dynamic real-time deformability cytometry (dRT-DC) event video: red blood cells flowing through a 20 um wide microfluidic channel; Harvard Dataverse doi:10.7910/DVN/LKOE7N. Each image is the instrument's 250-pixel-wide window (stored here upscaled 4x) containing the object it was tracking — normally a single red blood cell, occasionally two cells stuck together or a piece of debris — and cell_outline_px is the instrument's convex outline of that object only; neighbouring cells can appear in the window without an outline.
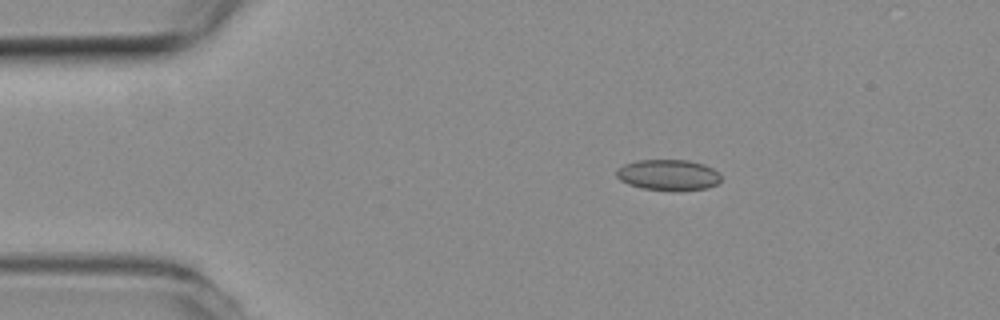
{"species": "common noctule bat (a hibernating species)", "species_latin": "Nyctalus noctula", "temperature_condition": "room temperature", "stored_images_in_passage": 3, "camera_frame_rate_fps": 3000, "um_per_image_px": 0.085, "animal": {"sex": "female", "body_mass_g": 19.3, "forearm_length_mm": 54.1}, "frame": {"image": 1, "passage_image": 1, "time_ms": 0.0, "image_size_px": [1000, 320], "cell_outline_px": [[720, 180], [716, 184], [708, 188], [680, 192], [676, 192], [644, 188], [628, 184], [620, 180], [616, 176], [616, 168], [624, 164], [636, 160], [688, 160], [704, 164], [720, 172]], "centroid_in_image_um": [56.81, 14.88], "position_along_channel_um": 28.2, "area_um2": 19.19}}
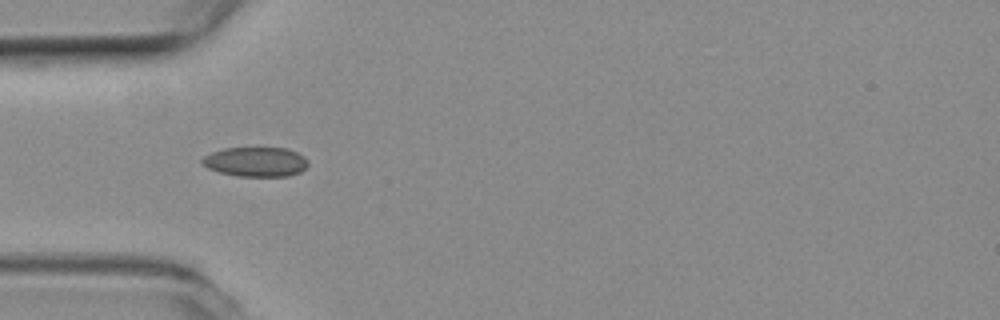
{"frame": {"image": 2, "passage_image": 3, "time_ms": 0.667, "image_size_px": [1000, 320], "cell_outline_px": [[308, 164], [300, 172], [288, 176], [236, 176], [220, 172], [208, 168], [200, 164], [200, 160], [204, 156], [212, 152], [224, 148], [288, 148], [304, 156], [308, 160]], "centroid_in_image_um": [21.72, 13.75], "position_along_channel_um": 63.3, "area_um2": 18.32}}